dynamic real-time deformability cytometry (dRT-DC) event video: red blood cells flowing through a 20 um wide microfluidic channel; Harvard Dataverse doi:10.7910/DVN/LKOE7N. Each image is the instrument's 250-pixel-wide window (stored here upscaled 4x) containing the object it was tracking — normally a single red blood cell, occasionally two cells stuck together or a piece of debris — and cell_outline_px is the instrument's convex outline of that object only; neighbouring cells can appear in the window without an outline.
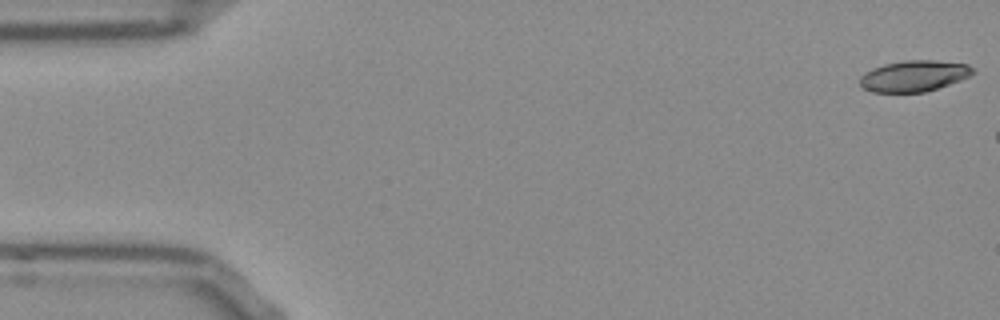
{"species": "Egyptian fruit bat (a non-hibernating species)", "species_latin": "Rousettus aegyptiacus", "temperature_condition": "room temperature", "stored_images_in_passage": 7, "camera_frame_rate_fps": 3000, "um_per_image_px": 0.085, "frame": {"image": 1, "passage_image": 1, "time_ms": 0.0, "image_size_px": [1000, 320], "cell_outline_px": [[976, 72], [960, 80], [924, 92], [872, 92], [864, 88], [860, 84], [860, 76], [872, 68], [884, 64], [904, 60], [932, 60], [968, 64]], "centroid_in_image_um": [77.67, 6.45], "position_along_channel_um": 7.3, "area_um2": 20.29}}